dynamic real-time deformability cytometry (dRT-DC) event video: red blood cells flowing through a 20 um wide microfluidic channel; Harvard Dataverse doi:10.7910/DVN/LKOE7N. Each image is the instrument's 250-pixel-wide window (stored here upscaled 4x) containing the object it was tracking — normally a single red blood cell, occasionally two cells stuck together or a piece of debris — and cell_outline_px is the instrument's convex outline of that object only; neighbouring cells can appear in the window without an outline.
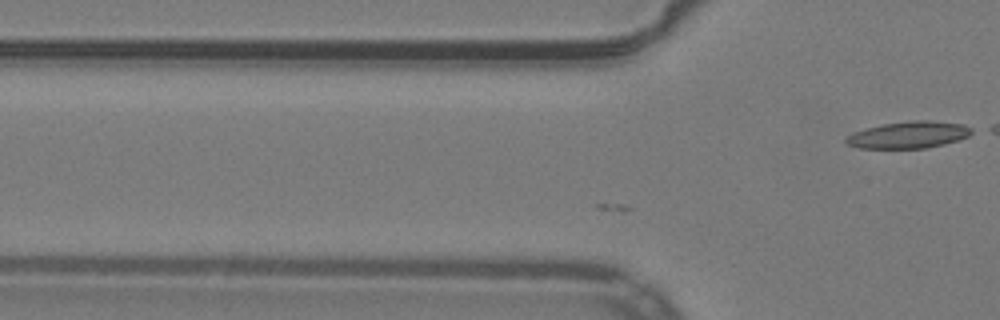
{"species": "common noctule bat (a hibernating species)", "species_latin": "Nyctalus noctula", "temperature_condition": "warm", "stored_images_in_passage": 10, "camera_frame_rate_fps": 3000, "um_per_image_px": 0.085, "animal": {"sex": "male", "body_mass_g": 19.2, "forearm_length_mm": 51.8}, "frame": {"image": 1, "passage_image": 10, "time_ms": 3.0, "image_size_px": [1000, 320], "cell_outline_px": [[976, 132], [968, 136], [944, 144], [928, 148], [860, 148], [844, 144], [844, 140], [848, 136], [856, 132], [868, 128], [884, 124], [912, 120], [932, 120], [964, 124], [972, 128]], "centroid_in_image_um": [77.29, 11.46], "position_along_channel_um": 48.5, "area_um2": 19.65}}